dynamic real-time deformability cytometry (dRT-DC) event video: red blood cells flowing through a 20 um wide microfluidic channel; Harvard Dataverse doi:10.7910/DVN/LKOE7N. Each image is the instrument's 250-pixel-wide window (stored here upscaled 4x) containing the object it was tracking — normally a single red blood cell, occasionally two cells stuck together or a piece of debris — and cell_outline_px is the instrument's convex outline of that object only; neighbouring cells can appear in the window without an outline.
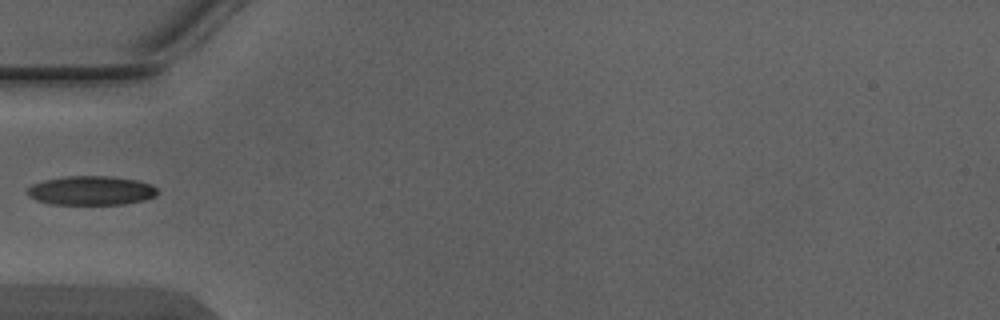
{"species": "Egyptian fruit bat (a non-hibernating species)", "species_latin": "Rousettus aegyptiacus", "temperature_condition": "warm", "stored_images_in_passage": 6, "camera_frame_rate_fps": 3000, "um_per_image_px": 0.085, "animal": {"sex": "male"}, "frame": {"image": 1, "passage_image": 5, "time_ms": 1.333, "image_size_px": [1000, 320], "cell_outline_px": [[160, 192], [156, 196], [144, 200], [124, 204], [52, 204], [36, 200], [28, 196], [28, 188], [32, 184], [44, 180], [64, 176], [112, 176], [136, 180], [152, 184]], "centroid_in_image_um": [7.77, 16.19], "position_along_channel_um": 77.2, "area_um2": 22.2}}
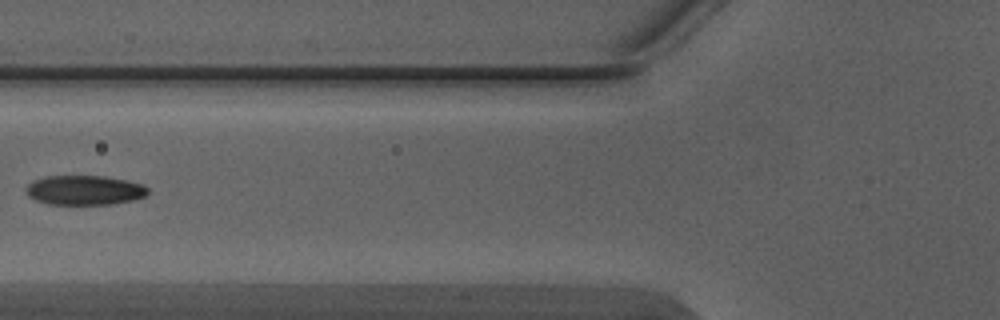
{"frame": {"image": 2, "passage_image": 6, "time_ms": 1.667, "image_size_px": [1000, 320], "cell_outline_px": [[148, 192], [144, 196], [132, 200], [112, 204], [48, 204], [36, 200], [28, 196], [24, 192], [24, 188], [32, 180], [44, 176], [104, 176], [128, 180], [144, 184], [148, 188]], "centroid_in_image_um": [7.15, 16.15], "position_along_channel_um": 118.7, "area_um2": 21.21}}